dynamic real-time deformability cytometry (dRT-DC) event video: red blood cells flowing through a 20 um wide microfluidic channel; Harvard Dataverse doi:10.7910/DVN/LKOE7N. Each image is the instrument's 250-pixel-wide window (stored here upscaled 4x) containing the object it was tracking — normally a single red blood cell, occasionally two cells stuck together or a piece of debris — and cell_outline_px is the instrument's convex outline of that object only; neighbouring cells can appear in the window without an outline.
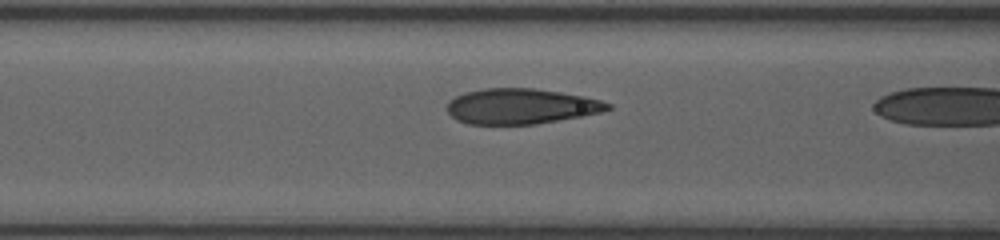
{"species": "human", "species_latin": "Homo sapiens", "temperature_condition": "room temperature", "stored_images_in_passage": 14, "camera_frame_rate_fps": 3000, "um_per_image_px": 0.085, "donor": {"sex": "female"}, "frame": {"image": 1, "passage_image": 13, "time_ms": 4.0, "image_size_px": [1000, 240], "cell_outline_px": [[612, 108], [600, 112], [580, 116], [536, 124], [468, 124], [456, 120], [448, 112], [448, 100], [464, 92], [484, 88], [532, 88], [560, 92], [584, 96], [600, 100], [612, 104]], "centroid_in_image_um": [44.26, 9.03], "position_along_channel_um": 122.3, "area_um2": 33.06}}